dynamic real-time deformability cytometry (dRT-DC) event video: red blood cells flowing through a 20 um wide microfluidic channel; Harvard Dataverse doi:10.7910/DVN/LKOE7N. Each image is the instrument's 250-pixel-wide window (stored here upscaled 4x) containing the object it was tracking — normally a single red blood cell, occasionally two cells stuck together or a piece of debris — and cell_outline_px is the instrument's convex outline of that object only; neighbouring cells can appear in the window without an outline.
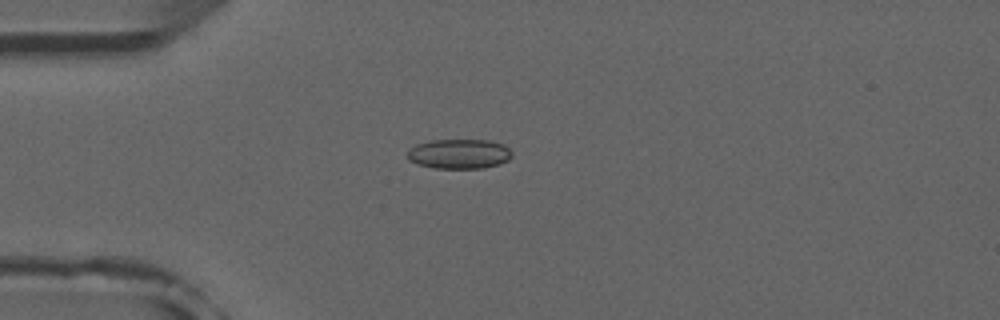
{"species": "common noctule bat (a hibernating species)", "species_latin": "Nyctalus noctula", "temperature_condition": "room temperature", "stored_images_in_passage": 4, "camera_frame_rate_fps": 3000, "um_per_image_px": 0.085, "animal": {"sex": "male", "forearm_length_mm": 52.5}, "frame": {"image": 1, "passage_image": 1, "time_ms": 0.0, "image_size_px": [1000, 320], "cell_outline_px": [[512, 156], [508, 160], [500, 164], [484, 168], [436, 168], [416, 164], [408, 160], [408, 152], [416, 144], [432, 140], [488, 140], [504, 144], [512, 152]], "centroid_in_image_um": [39.05, 13.08], "position_along_channel_um": 45.9, "area_um2": 18.15}}
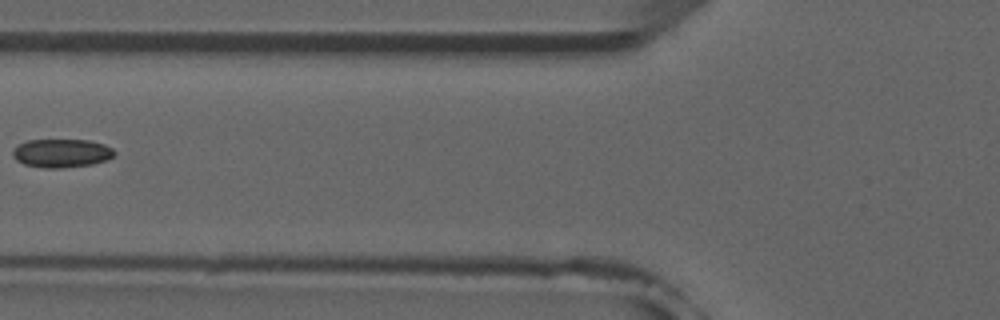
{"frame": {"image": 2, "passage_image": 3, "time_ms": 2.333, "image_size_px": [1000, 320], "cell_outline_px": [[116, 152], [108, 160], [92, 164], [64, 168], [44, 168], [24, 164], [16, 160], [12, 156], [12, 148], [28, 140], [88, 140], [104, 144], [112, 148]], "centroid_in_image_um": [5.22, 13.02], "position_along_channel_um": 120.6, "area_um2": 16.99}}
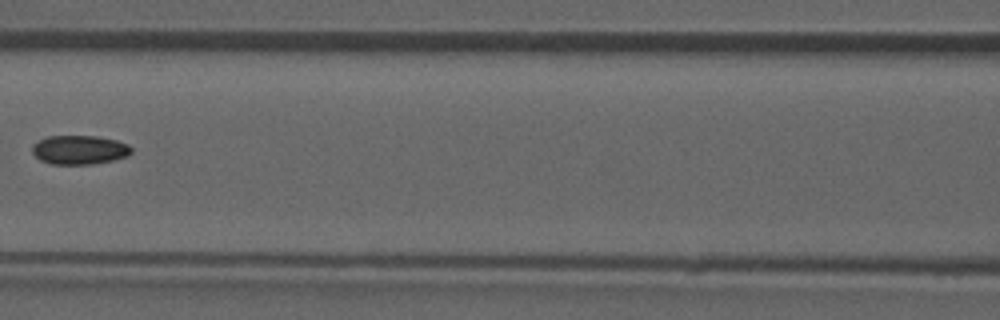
{"frame": {"image": 3, "passage_image": 4, "time_ms": 3.333, "image_size_px": [1000, 320], "cell_outline_px": [[132, 152], [128, 156], [112, 160], [92, 164], [52, 164], [40, 160], [32, 152], [32, 144], [48, 136], [96, 136], [116, 140], [128, 144], [132, 148]], "centroid_in_image_um": [6.76, 12.73], "position_along_channel_um": 159.8, "area_um2": 16.76}}